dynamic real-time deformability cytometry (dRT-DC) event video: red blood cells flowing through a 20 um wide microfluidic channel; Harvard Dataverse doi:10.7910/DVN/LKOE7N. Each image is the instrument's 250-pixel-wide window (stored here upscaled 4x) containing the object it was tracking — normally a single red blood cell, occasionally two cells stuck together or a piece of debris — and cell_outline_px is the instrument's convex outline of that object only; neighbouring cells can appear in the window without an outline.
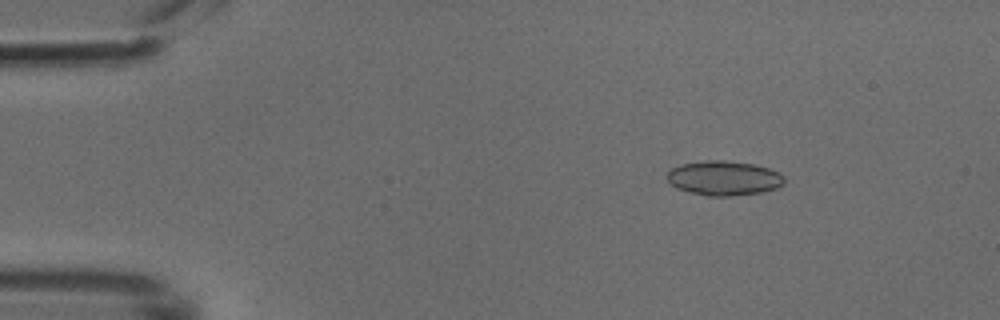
{"species": "common noctule bat (a hibernating species)", "species_latin": "Nyctalus noctula", "temperature_condition": "cold", "stored_images_in_passage": 49, "camera_frame_rate_fps": 3000, "um_per_image_px": 0.085, "animal": {"sex": "male", "body_mass_g": 18.8}, "frame": {"image": 1, "passage_image": 7, "time_ms": 2.0, "image_size_px": [1000, 320], "cell_outline_px": [[784, 184], [776, 188], [760, 192], [732, 196], [708, 196], [676, 188], [664, 176], [672, 168], [680, 164], [704, 160], [724, 160], [752, 164], [768, 168], [780, 172], [784, 176]], "centroid_in_image_um": [61.52, 15.13], "position_along_channel_um": 23.5, "area_um2": 23.64}}
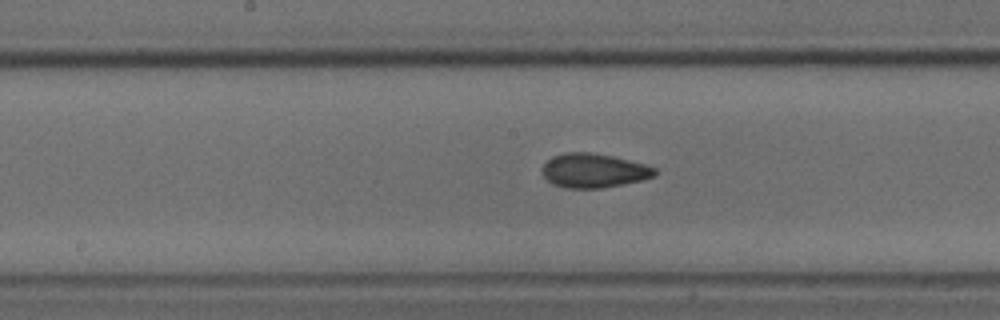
{"frame": {"image": 2, "passage_image": 25, "time_ms": 8.0, "image_size_px": [1000, 320], "cell_outline_px": [[656, 176], [644, 180], [624, 184], [600, 188], [564, 188], [552, 184], [544, 176], [544, 164], [552, 156], [564, 152], [592, 152], [612, 156], [644, 164], [656, 168]], "centroid_in_image_um": [50.49, 14.5], "position_along_channel_um": 197.7, "area_um2": 22.43}}
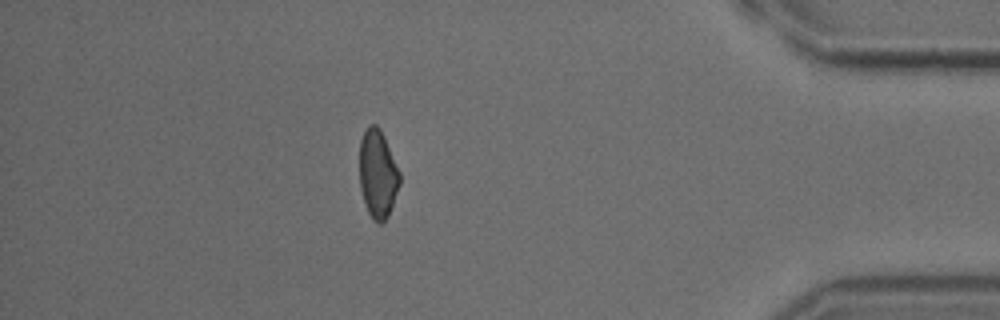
{"frame": {"image": 3, "passage_image": 43, "time_ms": 14.0, "image_size_px": [1000, 320], "cell_outline_px": [[400, 184], [388, 216], [380, 224], [372, 220], [364, 204], [360, 188], [360, 140], [368, 124], [376, 124], [380, 128], [384, 136], [400, 172]], "centroid_in_image_um": [32.1, 14.78], "position_along_channel_um": 403.1, "area_um2": 20.75}}